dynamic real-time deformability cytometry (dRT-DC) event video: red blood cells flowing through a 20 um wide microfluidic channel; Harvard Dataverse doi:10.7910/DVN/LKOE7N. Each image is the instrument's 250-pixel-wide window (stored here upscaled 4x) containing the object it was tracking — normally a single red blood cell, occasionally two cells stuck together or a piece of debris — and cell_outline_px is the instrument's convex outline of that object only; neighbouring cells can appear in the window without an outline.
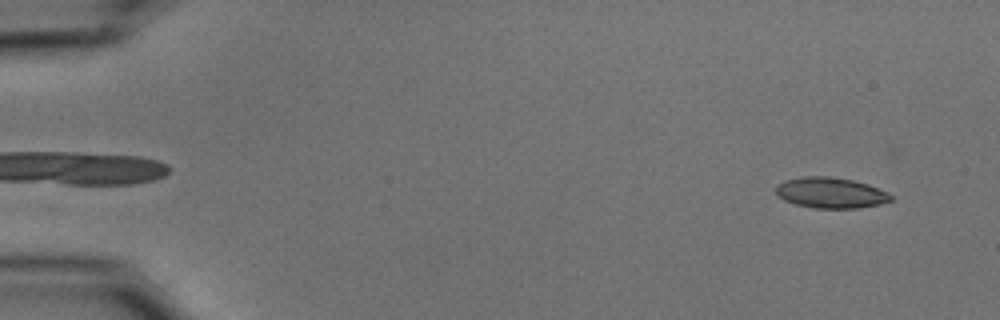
{"species": "common noctule bat (a hibernating species)", "species_latin": "Nyctalus noctula", "temperature_condition": "cold", "stored_images_in_passage": 53, "camera_frame_rate_fps": 3000, "um_per_image_px": 0.085, "animal": {"sex": "male", "body_mass_g": 15.6}, "frame": {"image": 1, "passage_image": 3, "time_ms": 0.667, "image_size_px": [1000, 320], "cell_outline_px": [[892, 200], [880, 204], [856, 208], [816, 208], [796, 204], [784, 200], [776, 192], [776, 184], [784, 180], [800, 176], [828, 176], [852, 180], [868, 184], [888, 192], [892, 196]], "centroid_in_image_um": [70.6, 16.37], "position_along_channel_um": 14.4, "area_um2": 20.58}}
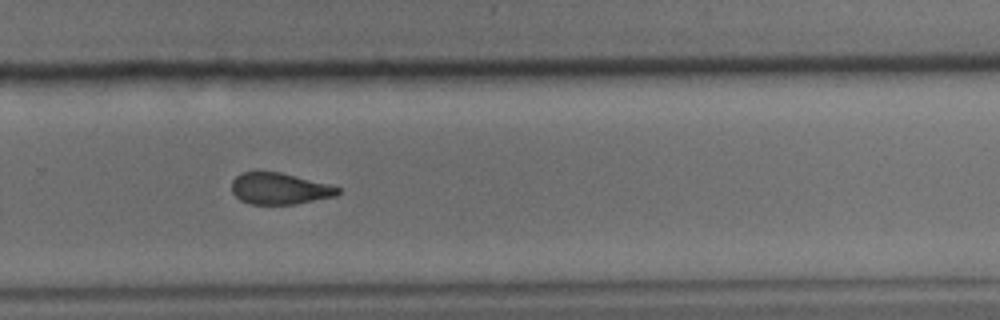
{"frame": {"image": 2, "passage_image": 36, "time_ms": 11.667, "image_size_px": [1000, 320], "cell_outline_px": [[340, 192], [336, 196], [296, 204], [252, 204], [240, 200], [232, 192], [232, 180], [240, 172], [280, 172], [332, 184], [340, 188]], "centroid_in_image_um": [23.79, 16.03], "position_along_channel_um": 306.0, "area_um2": 19.59}}
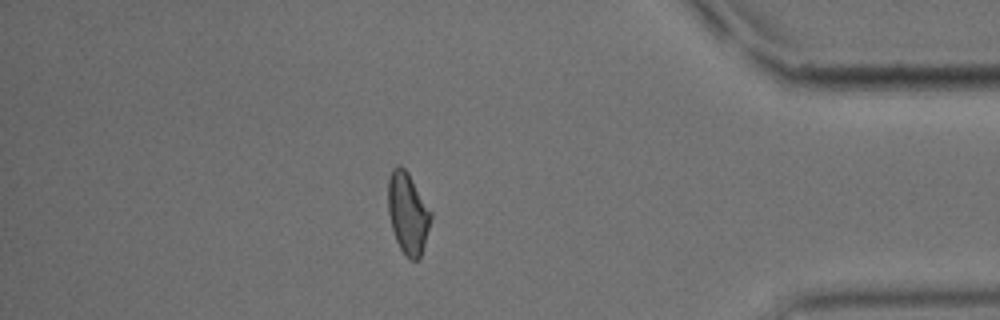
{"frame": {"image": 3, "passage_image": 46, "time_ms": 15.0, "image_size_px": [1000, 320], "cell_outline_px": [[432, 216], [424, 244], [420, 256], [416, 260], [408, 260], [404, 256], [396, 240], [392, 228], [388, 212], [388, 176], [392, 168], [396, 164], [400, 164], [408, 172], [432, 212]], "centroid_in_image_um": [34.65, 18.09], "position_along_channel_um": 400.6, "area_um2": 20.4}, "authors_computed_cell_mechanics": {"area_um2": 20.7502, "velocity_mm_per_s": 3.7581, "shape_relaxation_time_tau1_ms": 5.8176, "shape_relaxation_time_tau2_ms": 3.4672, "deformation_change_tau1": 0.135, "deformation_change_tau2": 0.0994}}